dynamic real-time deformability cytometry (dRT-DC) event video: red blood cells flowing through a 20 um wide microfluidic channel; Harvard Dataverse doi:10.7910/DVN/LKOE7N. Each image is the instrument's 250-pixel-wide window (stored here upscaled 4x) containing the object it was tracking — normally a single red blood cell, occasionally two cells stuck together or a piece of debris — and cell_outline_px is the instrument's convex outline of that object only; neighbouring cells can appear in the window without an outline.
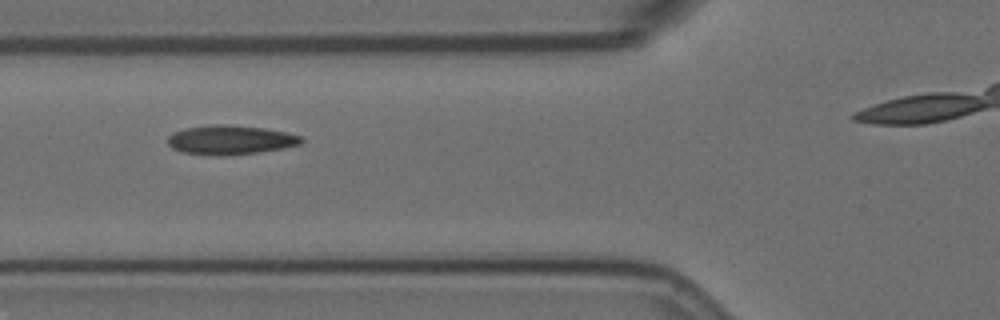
{"species": "Egyptian fruit bat (a non-hibernating species)", "species_latin": "Rousettus aegyptiacus", "temperature_condition": "room temperature", "stored_images_in_passage": 7, "camera_frame_rate_fps": 3000, "um_per_image_px": 0.085, "animal": {"sex": "female"}, "frame": {"image": 1, "passage_image": 2, "time_ms": 1.0, "image_size_px": [1000, 320], "cell_outline_px": [[304, 140], [300, 144], [284, 148], [256, 152], [184, 152], [172, 148], [168, 144], [168, 136], [172, 132], [184, 128], [212, 124], [224, 124], [264, 128], [288, 132], [300, 136]], "centroid_in_image_um": [19.61, 11.82], "position_along_channel_um": 106.2, "area_um2": 21.68}}
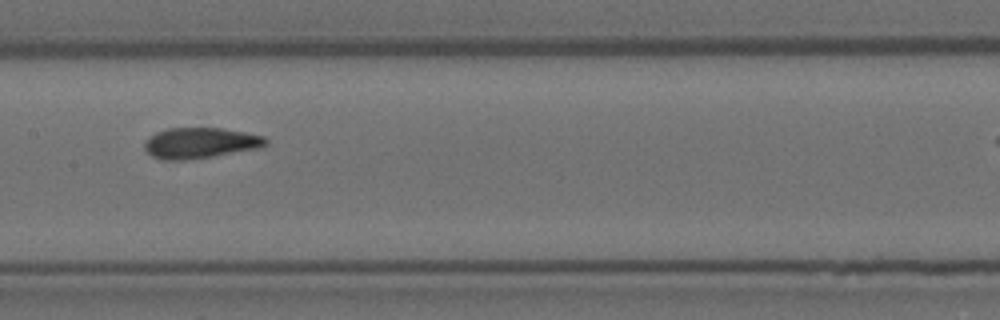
{"frame": {"image": 2, "passage_image": 4, "time_ms": 3.333, "image_size_px": [1000, 320], "cell_outline_px": [[268, 144], [260, 148], [188, 160], [176, 160], [152, 156], [144, 148], [144, 144], [148, 136], [156, 132], [168, 128], [220, 128], [244, 132], [264, 136], [268, 140]], "centroid_in_image_um": [17.04, 12.14], "position_along_channel_um": 190.4, "area_um2": 21.56}}
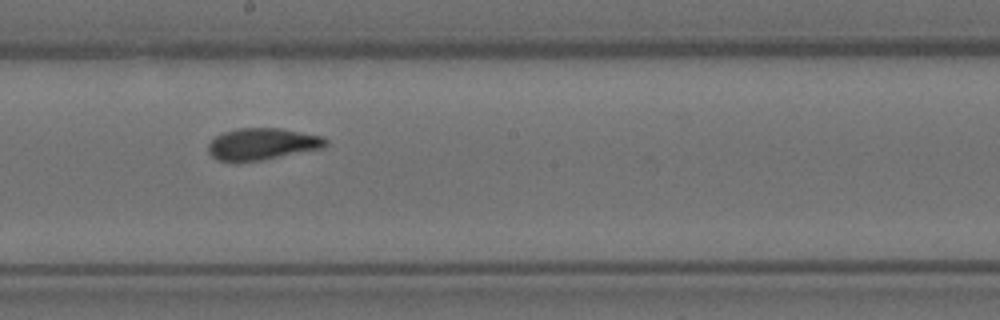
{"frame": {"image": 3, "passage_image": 5, "time_ms": 4.333, "image_size_px": [1000, 320], "cell_outline_px": [[328, 144], [324, 148], [260, 160], [236, 164], [232, 164], [216, 160], [208, 152], [208, 144], [216, 136], [224, 132], [236, 128], [280, 128], [324, 136], [328, 140]], "centroid_in_image_um": [22.27, 12.26], "position_along_channel_um": 225.9, "area_um2": 22.25}}